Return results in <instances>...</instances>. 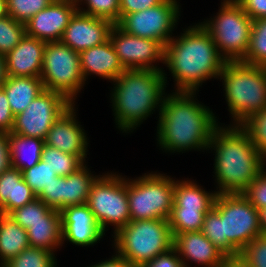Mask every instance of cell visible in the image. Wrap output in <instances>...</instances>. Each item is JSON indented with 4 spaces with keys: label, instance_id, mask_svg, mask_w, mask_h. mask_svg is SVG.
<instances>
[{
    "label": "cell",
    "instance_id": "6da1fadb",
    "mask_svg": "<svg viewBox=\"0 0 266 267\" xmlns=\"http://www.w3.org/2000/svg\"><path fill=\"white\" fill-rule=\"evenodd\" d=\"M197 94L165 93L156 130L157 146L163 152L208 151L213 131L222 123L209 106L197 99Z\"/></svg>",
    "mask_w": 266,
    "mask_h": 267
},
{
    "label": "cell",
    "instance_id": "7a4b0ae2",
    "mask_svg": "<svg viewBox=\"0 0 266 267\" xmlns=\"http://www.w3.org/2000/svg\"><path fill=\"white\" fill-rule=\"evenodd\" d=\"M226 62L200 22L183 29L164 49L163 65L174 80L172 91L199 92L207 80L219 79Z\"/></svg>",
    "mask_w": 266,
    "mask_h": 267
},
{
    "label": "cell",
    "instance_id": "3957f363",
    "mask_svg": "<svg viewBox=\"0 0 266 267\" xmlns=\"http://www.w3.org/2000/svg\"><path fill=\"white\" fill-rule=\"evenodd\" d=\"M217 194L242 193L266 168V160L241 126L220 124L209 142Z\"/></svg>",
    "mask_w": 266,
    "mask_h": 267
},
{
    "label": "cell",
    "instance_id": "277c9868",
    "mask_svg": "<svg viewBox=\"0 0 266 267\" xmlns=\"http://www.w3.org/2000/svg\"><path fill=\"white\" fill-rule=\"evenodd\" d=\"M166 73L164 69L125 70L113 81L109 97L119 131L133 133L151 114L160 113L168 85Z\"/></svg>",
    "mask_w": 266,
    "mask_h": 267
},
{
    "label": "cell",
    "instance_id": "5b68a950",
    "mask_svg": "<svg viewBox=\"0 0 266 267\" xmlns=\"http://www.w3.org/2000/svg\"><path fill=\"white\" fill-rule=\"evenodd\" d=\"M201 232L227 256L240 255L247 244L262 235L259 211L242 193L217 194Z\"/></svg>",
    "mask_w": 266,
    "mask_h": 267
},
{
    "label": "cell",
    "instance_id": "8992f818",
    "mask_svg": "<svg viewBox=\"0 0 266 267\" xmlns=\"http://www.w3.org/2000/svg\"><path fill=\"white\" fill-rule=\"evenodd\" d=\"M219 79L232 118L230 126H241L266 108V67L226 62Z\"/></svg>",
    "mask_w": 266,
    "mask_h": 267
},
{
    "label": "cell",
    "instance_id": "52a82bcc",
    "mask_svg": "<svg viewBox=\"0 0 266 267\" xmlns=\"http://www.w3.org/2000/svg\"><path fill=\"white\" fill-rule=\"evenodd\" d=\"M112 237L114 254L123 257L134 267H142L159 254L169 251L174 243L166 219L130 221Z\"/></svg>",
    "mask_w": 266,
    "mask_h": 267
},
{
    "label": "cell",
    "instance_id": "ba28073f",
    "mask_svg": "<svg viewBox=\"0 0 266 267\" xmlns=\"http://www.w3.org/2000/svg\"><path fill=\"white\" fill-rule=\"evenodd\" d=\"M215 17L200 24L210 34L227 62L242 61L248 52L253 20L236 0H221Z\"/></svg>",
    "mask_w": 266,
    "mask_h": 267
},
{
    "label": "cell",
    "instance_id": "9c48e42d",
    "mask_svg": "<svg viewBox=\"0 0 266 267\" xmlns=\"http://www.w3.org/2000/svg\"><path fill=\"white\" fill-rule=\"evenodd\" d=\"M157 171L132 179L127 177V197L131 221L169 219L175 179Z\"/></svg>",
    "mask_w": 266,
    "mask_h": 267
},
{
    "label": "cell",
    "instance_id": "30bf717a",
    "mask_svg": "<svg viewBox=\"0 0 266 267\" xmlns=\"http://www.w3.org/2000/svg\"><path fill=\"white\" fill-rule=\"evenodd\" d=\"M86 204L102 231L106 233L110 225L114 226L115 234L131 221L126 176L117 172L102 173L92 185Z\"/></svg>",
    "mask_w": 266,
    "mask_h": 267
},
{
    "label": "cell",
    "instance_id": "8fae6325",
    "mask_svg": "<svg viewBox=\"0 0 266 267\" xmlns=\"http://www.w3.org/2000/svg\"><path fill=\"white\" fill-rule=\"evenodd\" d=\"M40 78L45 90L59 92L76 104L77 96L86 85L80 54L60 41L46 42Z\"/></svg>",
    "mask_w": 266,
    "mask_h": 267
},
{
    "label": "cell",
    "instance_id": "7c38bea8",
    "mask_svg": "<svg viewBox=\"0 0 266 267\" xmlns=\"http://www.w3.org/2000/svg\"><path fill=\"white\" fill-rule=\"evenodd\" d=\"M179 16L180 2L164 0L157 6L122 16L116 25L130 35L152 39L165 46L174 37Z\"/></svg>",
    "mask_w": 266,
    "mask_h": 267
},
{
    "label": "cell",
    "instance_id": "4fadbf2b",
    "mask_svg": "<svg viewBox=\"0 0 266 267\" xmlns=\"http://www.w3.org/2000/svg\"><path fill=\"white\" fill-rule=\"evenodd\" d=\"M72 105L59 92L43 90L23 112L15 116L11 133L45 140L52 125Z\"/></svg>",
    "mask_w": 266,
    "mask_h": 267
},
{
    "label": "cell",
    "instance_id": "5bb4252c",
    "mask_svg": "<svg viewBox=\"0 0 266 267\" xmlns=\"http://www.w3.org/2000/svg\"><path fill=\"white\" fill-rule=\"evenodd\" d=\"M109 40L126 70L164 69L159 66V62L164 64L165 46L161 42L130 35L116 24L111 28Z\"/></svg>",
    "mask_w": 266,
    "mask_h": 267
},
{
    "label": "cell",
    "instance_id": "9a60e30c",
    "mask_svg": "<svg viewBox=\"0 0 266 267\" xmlns=\"http://www.w3.org/2000/svg\"><path fill=\"white\" fill-rule=\"evenodd\" d=\"M77 10L76 0H54L25 23V34L44 42H59Z\"/></svg>",
    "mask_w": 266,
    "mask_h": 267
},
{
    "label": "cell",
    "instance_id": "2e32d148",
    "mask_svg": "<svg viewBox=\"0 0 266 267\" xmlns=\"http://www.w3.org/2000/svg\"><path fill=\"white\" fill-rule=\"evenodd\" d=\"M77 105L73 104L52 125L44 140L45 144L80 157L85 163L88 155V134L77 119Z\"/></svg>",
    "mask_w": 266,
    "mask_h": 267
},
{
    "label": "cell",
    "instance_id": "e0dca14e",
    "mask_svg": "<svg viewBox=\"0 0 266 267\" xmlns=\"http://www.w3.org/2000/svg\"><path fill=\"white\" fill-rule=\"evenodd\" d=\"M62 242L89 247L96 245L105 235L88 205H71L60 211ZM65 241V242H64Z\"/></svg>",
    "mask_w": 266,
    "mask_h": 267
},
{
    "label": "cell",
    "instance_id": "ac0fdd59",
    "mask_svg": "<svg viewBox=\"0 0 266 267\" xmlns=\"http://www.w3.org/2000/svg\"><path fill=\"white\" fill-rule=\"evenodd\" d=\"M113 25L110 20L87 15L77 10L64 30L60 42L80 53L107 41Z\"/></svg>",
    "mask_w": 266,
    "mask_h": 267
},
{
    "label": "cell",
    "instance_id": "d6986e66",
    "mask_svg": "<svg viewBox=\"0 0 266 267\" xmlns=\"http://www.w3.org/2000/svg\"><path fill=\"white\" fill-rule=\"evenodd\" d=\"M176 249L184 267H223L227 255L215 246L201 231L180 233L174 237Z\"/></svg>",
    "mask_w": 266,
    "mask_h": 267
},
{
    "label": "cell",
    "instance_id": "ffe728a7",
    "mask_svg": "<svg viewBox=\"0 0 266 267\" xmlns=\"http://www.w3.org/2000/svg\"><path fill=\"white\" fill-rule=\"evenodd\" d=\"M46 42L25 34L5 55L8 76L40 77Z\"/></svg>",
    "mask_w": 266,
    "mask_h": 267
},
{
    "label": "cell",
    "instance_id": "44dd1931",
    "mask_svg": "<svg viewBox=\"0 0 266 267\" xmlns=\"http://www.w3.org/2000/svg\"><path fill=\"white\" fill-rule=\"evenodd\" d=\"M83 79L86 83L91 75L113 82L126 69L123 67L110 40L79 53Z\"/></svg>",
    "mask_w": 266,
    "mask_h": 267
},
{
    "label": "cell",
    "instance_id": "7402d4cb",
    "mask_svg": "<svg viewBox=\"0 0 266 267\" xmlns=\"http://www.w3.org/2000/svg\"><path fill=\"white\" fill-rule=\"evenodd\" d=\"M36 194L24 181L22 172L11 167L0 175V213L11 211L32 202Z\"/></svg>",
    "mask_w": 266,
    "mask_h": 267
},
{
    "label": "cell",
    "instance_id": "603a6c76",
    "mask_svg": "<svg viewBox=\"0 0 266 267\" xmlns=\"http://www.w3.org/2000/svg\"><path fill=\"white\" fill-rule=\"evenodd\" d=\"M87 164L88 161L77 171L61 177L60 211L67 206L87 202L92 185L101 176L93 174Z\"/></svg>",
    "mask_w": 266,
    "mask_h": 267
},
{
    "label": "cell",
    "instance_id": "cb8c5ba5",
    "mask_svg": "<svg viewBox=\"0 0 266 267\" xmlns=\"http://www.w3.org/2000/svg\"><path fill=\"white\" fill-rule=\"evenodd\" d=\"M26 231L30 247L56 253V250L63 246L61 214L54 208L45 215V221L30 224Z\"/></svg>",
    "mask_w": 266,
    "mask_h": 267
},
{
    "label": "cell",
    "instance_id": "d4e9b609",
    "mask_svg": "<svg viewBox=\"0 0 266 267\" xmlns=\"http://www.w3.org/2000/svg\"><path fill=\"white\" fill-rule=\"evenodd\" d=\"M14 116L23 112L44 89L40 77L8 76L2 85Z\"/></svg>",
    "mask_w": 266,
    "mask_h": 267
},
{
    "label": "cell",
    "instance_id": "484cf974",
    "mask_svg": "<svg viewBox=\"0 0 266 267\" xmlns=\"http://www.w3.org/2000/svg\"><path fill=\"white\" fill-rule=\"evenodd\" d=\"M196 180H175L172 208L211 209L217 193L205 191Z\"/></svg>",
    "mask_w": 266,
    "mask_h": 267
},
{
    "label": "cell",
    "instance_id": "4316f807",
    "mask_svg": "<svg viewBox=\"0 0 266 267\" xmlns=\"http://www.w3.org/2000/svg\"><path fill=\"white\" fill-rule=\"evenodd\" d=\"M30 247L27 231L11 217L0 213V265Z\"/></svg>",
    "mask_w": 266,
    "mask_h": 267
},
{
    "label": "cell",
    "instance_id": "83f0119b",
    "mask_svg": "<svg viewBox=\"0 0 266 267\" xmlns=\"http://www.w3.org/2000/svg\"><path fill=\"white\" fill-rule=\"evenodd\" d=\"M11 164L13 168L23 171L33 167L41 160L45 142L41 138L9 133Z\"/></svg>",
    "mask_w": 266,
    "mask_h": 267
},
{
    "label": "cell",
    "instance_id": "f1b7e54d",
    "mask_svg": "<svg viewBox=\"0 0 266 267\" xmlns=\"http://www.w3.org/2000/svg\"><path fill=\"white\" fill-rule=\"evenodd\" d=\"M209 210L172 208L168 223L173 238L180 233L201 231L205 214Z\"/></svg>",
    "mask_w": 266,
    "mask_h": 267
},
{
    "label": "cell",
    "instance_id": "f546056e",
    "mask_svg": "<svg viewBox=\"0 0 266 267\" xmlns=\"http://www.w3.org/2000/svg\"><path fill=\"white\" fill-rule=\"evenodd\" d=\"M41 160L56 172L57 176L65 177L77 171L85 162L78 156L64 153L57 148L44 145Z\"/></svg>",
    "mask_w": 266,
    "mask_h": 267
},
{
    "label": "cell",
    "instance_id": "4dcf8cb0",
    "mask_svg": "<svg viewBox=\"0 0 266 267\" xmlns=\"http://www.w3.org/2000/svg\"><path fill=\"white\" fill-rule=\"evenodd\" d=\"M241 62L266 67V18L253 20L249 49Z\"/></svg>",
    "mask_w": 266,
    "mask_h": 267
},
{
    "label": "cell",
    "instance_id": "1f68e13d",
    "mask_svg": "<svg viewBox=\"0 0 266 267\" xmlns=\"http://www.w3.org/2000/svg\"><path fill=\"white\" fill-rule=\"evenodd\" d=\"M4 267H58L55 253L46 249L28 247L13 257Z\"/></svg>",
    "mask_w": 266,
    "mask_h": 267
},
{
    "label": "cell",
    "instance_id": "d6a6232c",
    "mask_svg": "<svg viewBox=\"0 0 266 267\" xmlns=\"http://www.w3.org/2000/svg\"><path fill=\"white\" fill-rule=\"evenodd\" d=\"M76 1H77L78 11L81 13L110 20L113 24H116L120 19L119 0H76ZM84 5L86 6L85 8H83Z\"/></svg>",
    "mask_w": 266,
    "mask_h": 267
},
{
    "label": "cell",
    "instance_id": "836d02e7",
    "mask_svg": "<svg viewBox=\"0 0 266 267\" xmlns=\"http://www.w3.org/2000/svg\"><path fill=\"white\" fill-rule=\"evenodd\" d=\"M51 209L52 208L47 206L41 199L36 198L32 202L11 211L8 216L27 230L30 224L36 221H45V215Z\"/></svg>",
    "mask_w": 266,
    "mask_h": 267
},
{
    "label": "cell",
    "instance_id": "e575fe53",
    "mask_svg": "<svg viewBox=\"0 0 266 267\" xmlns=\"http://www.w3.org/2000/svg\"><path fill=\"white\" fill-rule=\"evenodd\" d=\"M54 0H7L8 16L25 24Z\"/></svg>",
    "mask_w": 266,
    "mask_h": 267
},
{
    "label": "cell",
    "instance_id": "d590c367",
    "mask_svg": "<svg viewBox=\"0 0 266 267\" xmlns=\"http://www.w3.org/2000/svg\"><path fill=\"white\" fill-rule=\"evenodd\" d=\"M25 35V24L7 16L0 19V54L9 53Z\"/></svg>",
    "mask_w": 266,
    "mask_h": 267
},
{
    "label": "cell",
    "instance_id": "8d00e7d4",
    "mask_svg": "<svg viewBox=\"0 0 266 267\" xmlns=\"http://www.w3.org/2000/svg\"><path fill=\"white\" fill-rule=\"evenodd\" d=\"M24 181L38 196L45 186H48L57 177L56 172L48 166L46 162L40 160L33 167L22 171Z\"/></svg>",
    "mask_w": 266,
    "mask_h": 267
},
{
    "label": "cell",
    "instance_id": "74e56055",
    "mask_svg": "<svg viewBox=\"0 0 266 267\" xmlns=\"http://www.w3.org/2000/svg\"><path fill=\"white\" fill-rule=\"evenodd\" d=\"M241 127L249 134L252 143L266 160V108L253 114Z\"/></svg>",
    "mask_w": 266,
    "mask_h": 267
},
{
    "label": "cell",
    "instance_id": "f35d334b",
    "mask_svg": "<svg viewBox=\"0 0 266 267\" xmlns=\"http://www.w3.org/2000/svg\"><path fill=\"white\" fill-rule=\"evenodd\" d=\"M240 256L252 267H266V235L254 238L240 252Z\"/></svg>",
    "mask_w": 266,
    "mask_h": 267
},
{
    "label": "cell",
    "instance_id": "ab89813d",
    "mask_svg": "<svg viewBox=\"0 0 266 267\" xmlns=\"http://www.w3.org/2000/svg\"><path fill=\"white\" fill-rule=\"evenodd\" d=\"M242 195L258 211L266 207V168L250 183Z\"/></svg>",
    "mask_w": 266,
    "mask_h": 267
},
{
    "label": "cell",
    "instance_id": "60d3db41",
    "mask_svg": "<svg viewBox=\"0 0 266 267\" xmlns=\"http://www.w3.org/2000/svg\"><path fill=\"white\" fill-rule=\"evenodd\" d=\"M60 190L61 177L57 176L53 182L44 187L37 198L41 199L47 206L60 211Z\"/></svg>",
    "mask_w": 266,
    "mask_h": 267
},
{
    "label": "cell",
    "instance_id": "b9f144b4",
    "mask_svg": "<svg viewBox=\"0 0 266 267\" xmlns=\"http://www.w3.org/2000/svg\"><path fill=\"white\" fill-rule=\"evenodd\" d=\"M15 116L11 111L7 95L4 89L0 88V132L10 133L14 126Z\"/></svg>",
    "mask_w": 266,
    "mask_h": 267
},
{
    "label": "cell",
    "instance_id": "7bdbcfd3",
    "mask_svg": "<svg viewBox=\"0 0 266 267\" xmlns=\"http://www.w3.org/2000/svg\"><path fill=\"white\" fill-rule=\"evenodd\" d=\"M142 267H184L176 249L173 247L169 251L159 254L154 259L146 262Z\"/></svg>",
    "mask_w": 266,
    "mask_h": 267
},
{
    "label": "cell",
    "instance_id": "ee69618b",
    "mask_svg": "<svg viewBox=\"0 0 266 267\" xmlns=\"http://www.w3.org/2000/svg\"><path fill=\"white\" fill-rule=\"evenodd\" d=\"M164 0H119L120 18L161 4Z\"/></svg>",
    "mask_w": 266,
    "mask_h": 267
},
{
    "label": "cell",
    "instance_id": "f6af8a7d",
    "mask_svg": "<svg viewBox=\"0 0 266 267\" xmlns=\"http://www.w3.org/2000/svg\"><path fill=\"white\" fill-rule=\"evenodd\" d=\"M243 11L252 19L266 18V0H236Z\"/></svg>",
    "mask_w": 266,
    "mask_h": 267
},
{
    "label": "cell",
    "instance_id": "bcb514c9",
    "mask_svg": "<svg viewBox=\"0 0 266 267\" xmlns=\"http://www.w3.org/2000/svg\"><path fill=\"white\" fill-rule=\"evenodd\" d=\"M11 167L9 133L0 132V175Z\"/></svg>",
    "mask_w": 266,
    "mask_h": 267
},
{
    "label": "cell",
    "instance_id": "7dc6e473",
    "mask_svg": "<svg viewBox=\"0 0 266 267\" xmlns=\"http://www.w3.org/2000/svg\"><path fill=\"white\" fill-rule=\"evenodd\" d=\"M87 267H134L132 266L127 260L123 257L119 256L118 254L112 255L108 259L101 260L95 264H91Z\"/></svg>",
    "mask_w": 266,
    "mask_h": 267
},
{
    "label": "cell",
    "instance_id": "c3c4849f",
    "mask_svg": "<svg viewBox=\"0 0 266 267\" xmlns=\"http://www.w3.org/2000/svg\"><path fill=\"white\" fill-rule=\"evenodd\" d=\"M223 267H252L245 259L240 255L227 256Z\"/></svg>",
    "mask_w": 266,
    "mask_h": 267
},
{
    "label": "cell",
    "instance_id": "681fc988",
    "mask_svg": "<svg viewBox=\"0 0 266 267\" xmlns=\"http://www.w3.org/2000/svg\"><path fill=\"white\" fill-rule=\"evenodd\" d=\"M8 75H7V69H6V61L5 56L0 54V88L6 81Z\"/></svg>",
    "mask_w": 266,
    "mask_h": 267
},
{
    "label": "cell",
    "instance_id": "f907efd6",
    "mask_svg": "<svg viewBox=\"0 0 266 267\" xmlns=\"http://www.w3.org/2000/svg\"><path fill=\"white\" fill-rule=\"evenodd\" d=\"M260 226L262 235H266V207L259 210Z\"/></svg>",
    "mask_w": 266,
    "mask_h": 267
},
{
    "label": "cell",
    "instance_id": "816d5d0a",
    "mask_svg": "<svg viewBox=\"0 0 266 267\" xmlns=\"http://www.w3.org/2000/svg\"><path fill=\"white\" fill-rule=\"evenodd\" d=\"M7 0H0V19L7 17Z\"/></svg>",
    "mask_w": 266,
    "mask_h": 267
}]
</instances>
